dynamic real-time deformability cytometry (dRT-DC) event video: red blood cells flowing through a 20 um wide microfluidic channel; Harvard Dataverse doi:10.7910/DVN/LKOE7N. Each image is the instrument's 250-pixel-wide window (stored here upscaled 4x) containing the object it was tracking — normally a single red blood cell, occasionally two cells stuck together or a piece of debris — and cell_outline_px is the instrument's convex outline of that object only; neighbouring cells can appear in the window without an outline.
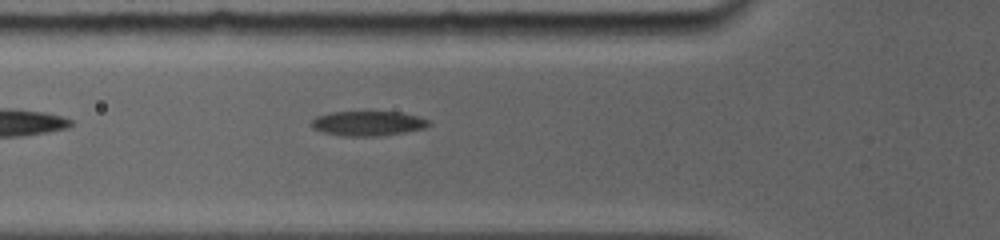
{"species": "common noctule bat (a hibernating species)", "species_latin": "Nyctalus noctula", "temperature_condition": "room temperature", "stored_images_in_passage": 2, "camera_frame_rate_fps": 5000, "um_per_image_px": 0.085, "animal": {"sex": "female", "body_mass_g": 19.0, "forearm_length_mm": 56.7}, "frame": {"image": 1, "passage_image": 2, "time_ms": 1.4, "image_size_px": [1000, 240], "cell_outline_px": [[432, 124], [424, 128], [404, 132], [380, 136], [340, 136], [324, 132], [312, 128], [308, 124], [316, 116], [332, 112], [400, 112], [416, 116], [428, 120]], "centroid_in_image_um": [31.23, 10.49], "position_along_channel_um": 94.6, "area_um2": 16.94}}